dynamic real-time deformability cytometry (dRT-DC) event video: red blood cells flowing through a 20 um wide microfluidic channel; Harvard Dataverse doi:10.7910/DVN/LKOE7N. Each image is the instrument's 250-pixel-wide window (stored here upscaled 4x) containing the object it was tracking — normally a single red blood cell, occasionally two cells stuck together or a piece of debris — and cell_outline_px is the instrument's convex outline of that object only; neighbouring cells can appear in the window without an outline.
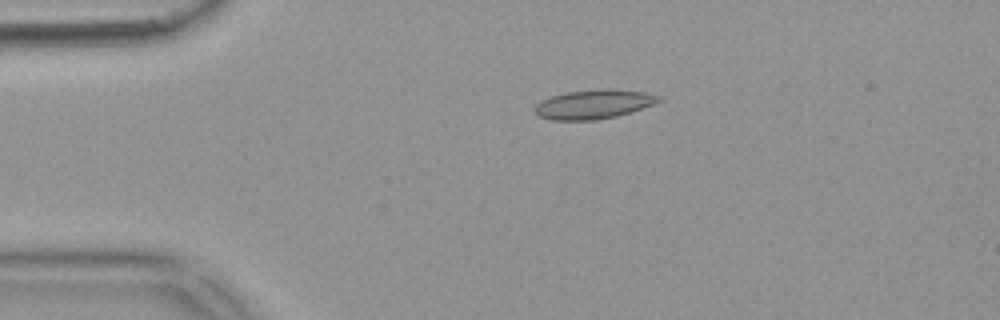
{"species": "common noctule bat (a hibernating species)", "species_latin": "Nyctalus noctula", "temperature_condition": "warm", "stored_images_in_passage": 14, "camera_frame_rate_fps": 3000, "um_per_image_px": 0.085, "animal": {"sex": "female", "body_mass_g": 18.4}, "frame": {"image": 1, "passage_image": 10, "time_ms": 3.0, "image_size_px": [1000, 320], "cell_outline_px": [[644, 104], [636, 108], [624, 112], [608, 116], [548, 116], [560, 96], [584, 92], [624, 92]], "centroid_in_image_um": [50.51, 8.87], "position_along_channel_um": 34.5, "area_um2": 12.89}}